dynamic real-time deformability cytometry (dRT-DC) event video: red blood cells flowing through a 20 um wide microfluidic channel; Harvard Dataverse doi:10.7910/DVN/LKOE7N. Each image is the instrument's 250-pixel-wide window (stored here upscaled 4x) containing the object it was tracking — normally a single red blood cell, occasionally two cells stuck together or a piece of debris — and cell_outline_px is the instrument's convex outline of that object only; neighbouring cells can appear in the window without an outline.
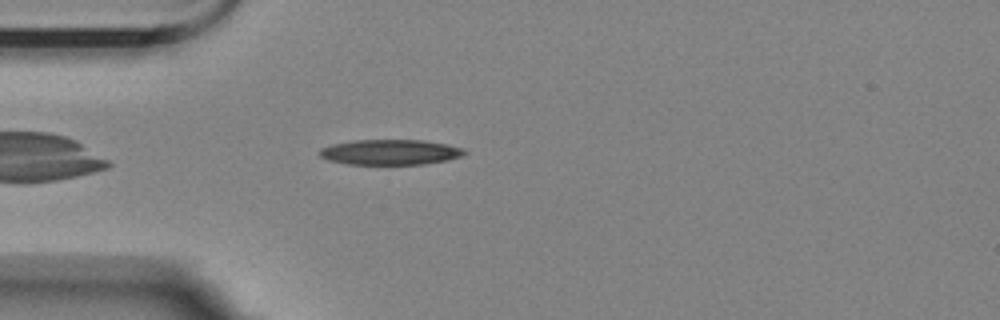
{"species": "Egyptian fruit bat (a non-hibernating species)", "species_latin": "Rousettus aegyptiacus", "temperature_condition": "room temperature", "stored_images_in_passage": 46, "camera_frame_rate_fps": 3000, "um_per_image_px": 0.085, "animal": {"sex": "female"}, "frame": {"image": 1, "passage_image": 5, "time_ms": 1.333, "image_size_px": [1000, 320], "cell_outline_px": [[468, 152], [460, 156], [448, 160], [424, 164], [348, 164], [328, 160], [320, 156], [320, 148], [332, 144], [352, 140], [424, 140], [448, 144], [464, 148]], "centroid_in_image_um": [33.19, 12.92], "position_along_channel_um": 51.8, "area_um2": 21.44}}
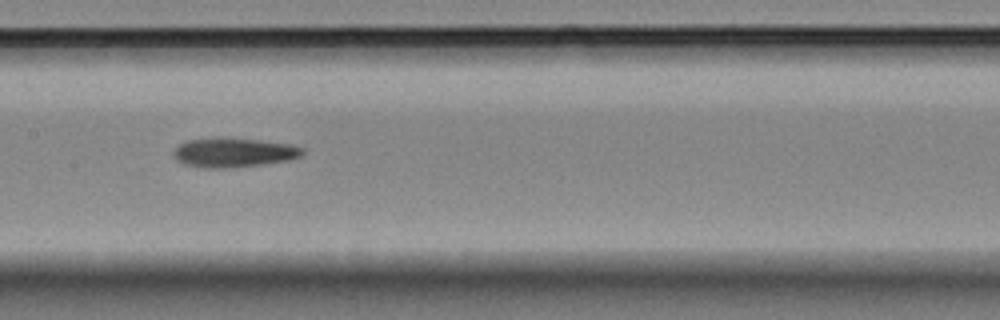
{"frame": {"image": 2, "passage_image": 17, "time_ms": 5.333, "image_size_px": [1000, 320], "cell_outline_px": [[304, 152], [300, 156], [288, 160], [260, 164], [224, 168], [204, 168], [184, 164], [176, 160], [172, 156], [172, 152], [180, 144], [188, 140], [216, 136], [220, 136], [260, 140], [288, 144], [304, 148]], "centroid_in_image_um": [19.8, 12.94], "position_along_channel_um": 187.6, "area_um2": 22.2}}
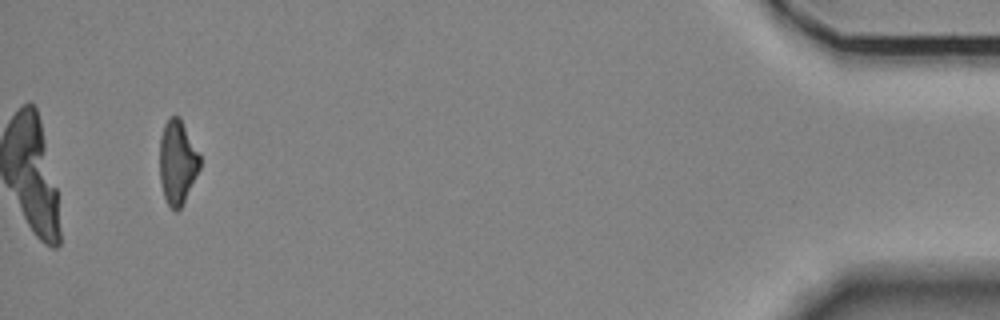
{"frame": {"image": 3, "passage_image": 43, "time_ms": 14.0, "image_size_px": [1000, 320], "cell_outline_px": [[200, 168], [180, 208], [176, 212], [168, 204], [164, 196], [160, 184], [160, 136], [164, 124], [172, 116], [180, 116], [200, 156]], "centroid_in_image_um": [15.07, 13.77], "position_along_channel_um": 420.1, "area_um2": 19.48}, "authors_computed_cell_mechanics": {"area_um2": 21.4438, "velocity_mm_per_s": 3.5656, "shape_relaxation_time_tau1_ms": 7.189, "shape_relaxation_time_tau2_ms": 5.6858, "deformation_change_tau1": 0.2066, "deformation_change_tau2": 0.1756}}